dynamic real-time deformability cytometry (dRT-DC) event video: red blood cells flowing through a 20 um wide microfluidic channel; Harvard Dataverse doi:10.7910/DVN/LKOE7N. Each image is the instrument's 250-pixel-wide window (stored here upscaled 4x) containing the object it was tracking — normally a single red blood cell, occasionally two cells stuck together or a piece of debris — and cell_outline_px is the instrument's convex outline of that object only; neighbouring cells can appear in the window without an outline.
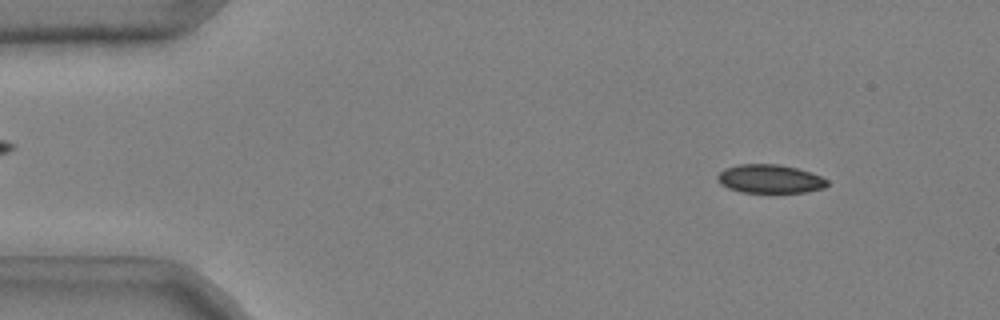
{"species": "common noctule bat (a hibernating species)", "species_latin": "Nyctalus noctula", "temperature_condition": "cold", "stored_images_in_passage": 46, "camera_frame_rate_fps": 3000, "um_per_image_px": 0.085, "animal": {"sex": "male", "body_mass_g": 20.4}, "frame": {"image": 1, "passage_image": 1, "time_ms": 0.0, "image_size_px": [1000, 320], "cell_outline_px": [[828, 184], [824, 188], [804, 192], [740, 192], [728, 188], [720, 184], [716, 180], [716, 176], [724, 168], [740, 164], [780, 164], [796, 168], [820, 176], [828, 180]], "centroid_in_image_um": [65.4, 15.2], "position_along_channel_um": 19.6, "area_um2": 18.26}}
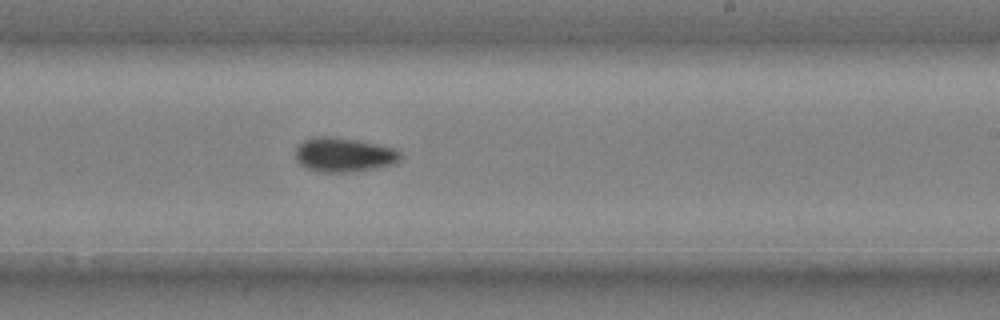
{"frame": {"image": 2, "passage_image": 27, "time_ms": 8.667, "image_size_px": [1000, 320], "cell_outline_px": [[400, 160], [396, 164], [352, 172], [316, 172], [300, 164], [296, 160], [296, 148], [304, 140], [312, 136], [332, 136], [356, 140], [376, 144], [392, 148], [400, 152]], "centroid_in_image_um": [29.2, 13.16], "position_along_channel_um": 259.8, "area_um2": 20.98}}
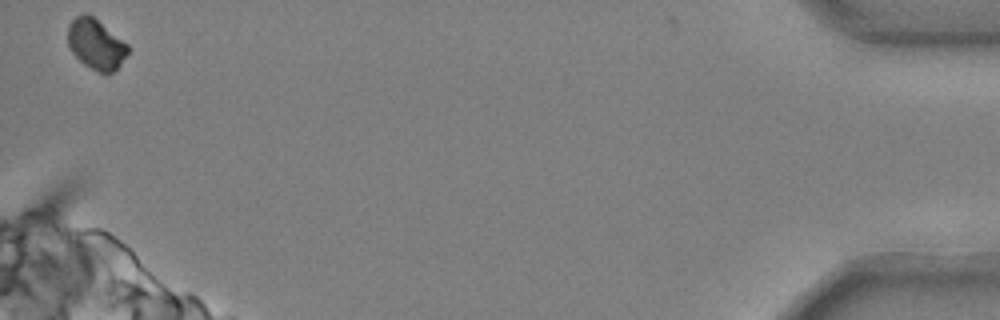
{"frame": {"image": 3, "passage_image": 46, "time_ms": 15.0, "image_size_px": [1000, 320], "cell_outline_px": [[128, 52], [120, 64], [108, 76], [104, 76], [84, 64], [72, 52], [68, 44], [68, 24], [76, 16], [92, 16], [128, 44]], "centroid_in_image_um": [8.16, 3.81], "position_along_channel_um": 427.0, "area_um2": 17.34}}